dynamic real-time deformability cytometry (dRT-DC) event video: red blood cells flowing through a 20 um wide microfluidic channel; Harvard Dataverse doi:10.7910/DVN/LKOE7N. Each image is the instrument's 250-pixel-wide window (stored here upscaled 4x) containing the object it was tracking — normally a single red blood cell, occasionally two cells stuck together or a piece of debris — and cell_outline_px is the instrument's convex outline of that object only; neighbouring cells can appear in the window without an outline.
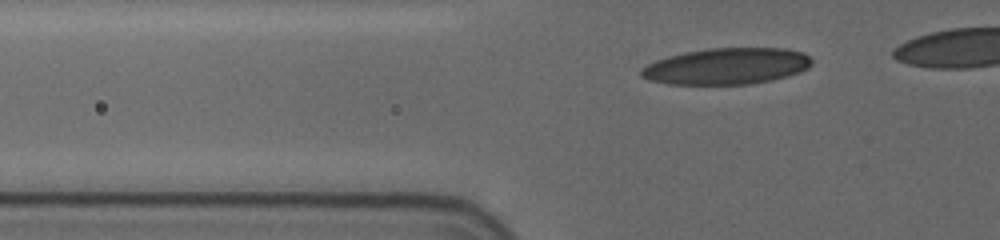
{"species": "human", "species_latin": "Homo sapiens", "temperature_condition": "cold", "stored_images_in_passage": 37, "camera_frame_rate_fps": 3000, "um_per_image_px": 0.085, "donor": {"sex": "female"}, "frame": {"image": 1, "passage_image": 6, "time_ms": 1.667, "image_size_px": [1000, 240], "cell_outline_px": [[812, 64], [808, 68], [800, 72], [788, 76], [772, 80], [752, 84], [668, 84], [648, 80], [640, 76], [640, 68], [656, 60], [668, 56], [684, 52], [708, 48], [784, 48], [804, 52], [812, 60]], "centroid_in_image_um": [61.76, 5.63], "position_along_channel_um": 64.0, "area_um2": 36.41}}
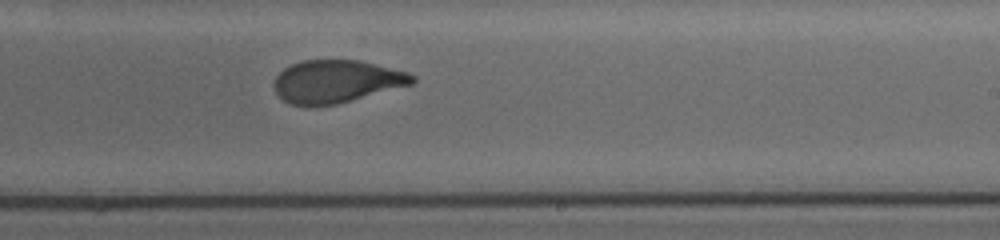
{"frame": {"image": 2, "passage_image": 23, "time_ms": 7.333, "image_size_px": [1000, 240], "cell_outline_px": [[416, 80], [412, 84], [336, 104], [292, 104], [284, 100], [276, 92], [272, 84], [276, 76], [284, 68], [292, 64], [304, 60], [360, 60], [408, 72], [416, 76]], "centroid_in_image_um": [28.61, 6.89], "position_along_channel_um": 260.4, "area_um2": 33.93}}
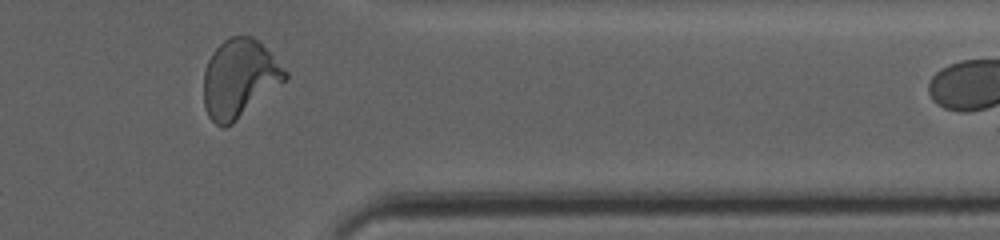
{"frame": {"image": 3, "passage_image": 34, "time_ms": 11.0, "image_size_px": [1000, 240], "cell_outline_px": [[288, 76], [284, 80], [232, 124], [224, 128], [220, 128], [208, 116], [204, 108], [204, 72], [208, 60], [212, 52], [224, 40], [232, 36], [252, 36], [288, 72]], "centroid_in_image_um": [20.29, 6.69], "position_along_channel_um": 391.1, "area_um2": 36.41}}